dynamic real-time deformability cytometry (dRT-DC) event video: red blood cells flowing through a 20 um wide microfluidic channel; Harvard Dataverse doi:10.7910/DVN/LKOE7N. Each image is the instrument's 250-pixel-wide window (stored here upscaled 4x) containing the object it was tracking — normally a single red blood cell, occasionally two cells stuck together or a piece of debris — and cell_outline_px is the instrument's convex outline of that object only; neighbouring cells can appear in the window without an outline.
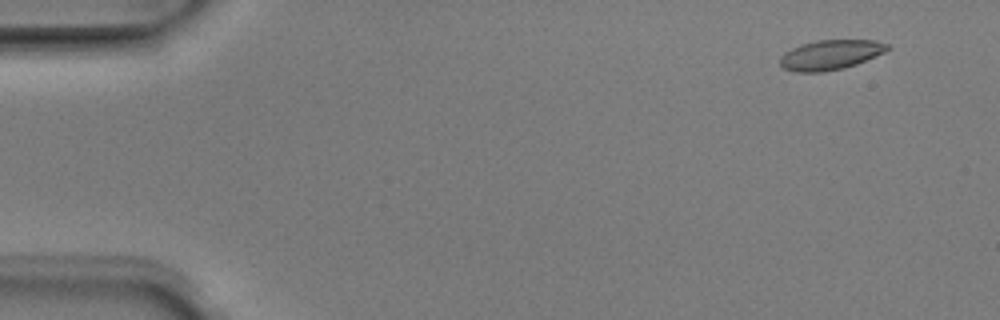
{"species": "Egyptian fruit bat (a non-hibernating species)", "species_latin": "Rousettus aegyptiacus", "temperature_condition": "room temperature", "stored_images_in_passage": 5, "camera_frame_rate_fps": 3000, "um_per_image_px": 0.085, "animal": {"sex": "male"}, "frame": {"image": 1, "passage_image": 2, "time_ms": 0.333, "image_size_px": [1000, 320], "cell_outline_px": [[888, 48], [884, 52], [856, 64], [844, 68], [824, 72], [796, 72], [784, 68], [780, 64], [780, 56], [784, 52], [792, 48], [816, 40], [876, 40], [888, 44]], "centroid_in_image_um": [70.57, 4.66], "position_along_channel_um": 14.4, "area_um2": 18.5}}
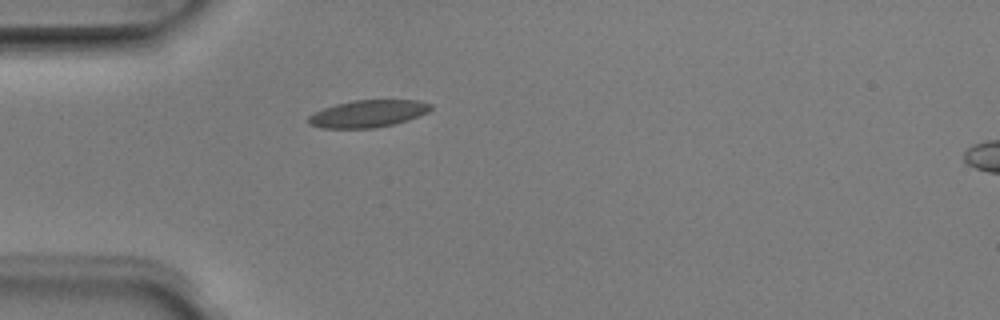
{"frame": {"image": 2, "passage_image": 5, "time_ms": 1.333, "image_size_px": [1000, 320], "cell_outline_px": [[432, 108], [428, 112], [392, 124], [372, 128], [320, 128], [308, 124], [308, 116], [324, 108], [336, 104], [356, 100], [416, 100], [432, 104]], "centroid_in_image_um": [31.24, 9.66], "position_along_channel_um": 53.8, "area_um2": 19.07}}